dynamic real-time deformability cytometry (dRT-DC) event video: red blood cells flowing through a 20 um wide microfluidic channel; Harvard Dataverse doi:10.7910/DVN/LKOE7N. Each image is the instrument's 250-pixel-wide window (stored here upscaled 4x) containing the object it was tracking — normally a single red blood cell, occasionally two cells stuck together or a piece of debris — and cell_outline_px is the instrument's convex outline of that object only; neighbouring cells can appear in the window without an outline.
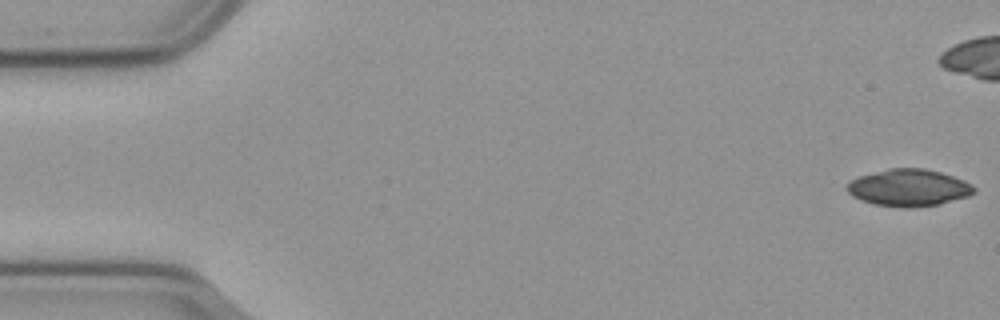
{"species": "common noctule bat (a hibernating species)", "species_latin": "Nyctalus noctula", "temperature_condition": "cold", "stored_images_in_passage": 17, "camera_frame_rate_fps": 3000, "um_per_image_px": 0.085, "animal": {"sex": "male", "body_mass_g": 23.1, "forearm_length_mm": 52.7}, "frame": {"image": 1, "passage_image": 1, "time_ms": 0.0, "image_size_px": [1000, 320], "cell_outline_px": [[976, 192], [968, 196], [936, 204], [908, 208], [904, 208], [872, 204], [860, 200], [852, 196], [844, 188], [852, 180], [860, 176], [888, 168], [924, 168], [940, 172], [964, 180], [972, 184], [976, 188]], "centroid_in_image_um": [77.23, 15.95], "position_along_channel_um": 7.8, "area_um2": 27.34}}